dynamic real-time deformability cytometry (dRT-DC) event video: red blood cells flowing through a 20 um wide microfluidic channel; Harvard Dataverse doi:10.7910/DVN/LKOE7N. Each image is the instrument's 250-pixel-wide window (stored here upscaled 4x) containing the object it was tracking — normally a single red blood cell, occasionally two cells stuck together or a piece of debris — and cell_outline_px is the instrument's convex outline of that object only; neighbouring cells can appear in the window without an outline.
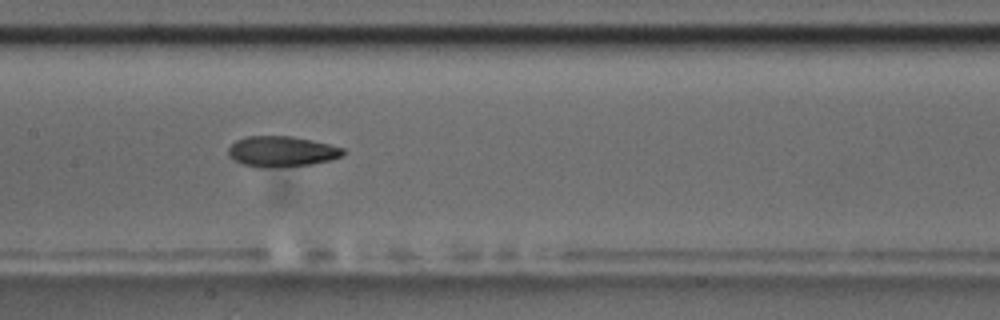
{"species": "common noctule bat (a hibernating species)", "species_latin": "Nyctalus noctula", "temperature_condition": "room temperature", "stored_images_in_passage": 9, "camera_frame_rate_fps": 3000, "um_per_image_px": 0.085, "animal": {"sex": "male", "body_mass_g": 17.5, "forearm_length_mm": 52.3}, "frame": {"image": 1, "passage_image": 8, "time_ms": 9.333, "image_size_px": [1000, 320], "cell_outline_px": [[344, 156], [332, 160], [312, 164], [264, 168], [244, 164], [228, 156], [228, 148], [236, 140], [248, 136], [292, 136], [312, 140], [344, 148]], "centroid_in_image_um": [23.97, 12.87], "position_along_channel_um": 183.4, "area_um2": 20.4}}